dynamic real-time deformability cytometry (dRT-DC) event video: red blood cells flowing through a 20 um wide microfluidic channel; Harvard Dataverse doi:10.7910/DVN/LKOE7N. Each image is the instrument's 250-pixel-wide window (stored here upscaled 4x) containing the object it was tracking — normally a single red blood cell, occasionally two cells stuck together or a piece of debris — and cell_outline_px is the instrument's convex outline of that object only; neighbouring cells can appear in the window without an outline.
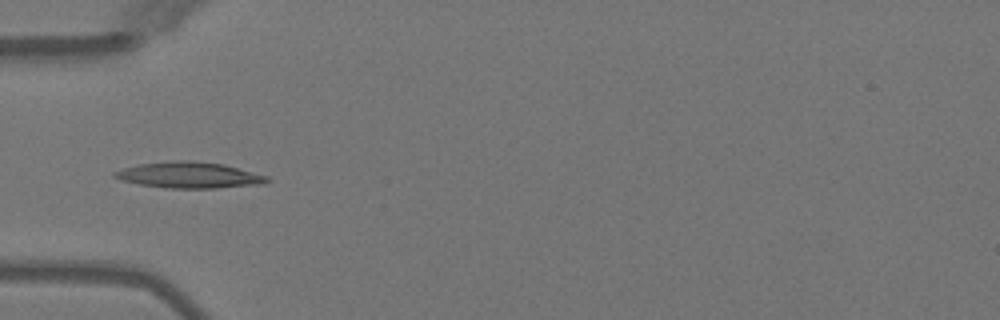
{"species": "Egyptian fruit bat (a non-hibernating species)", "species_latin": "Rousettus aegyptiacus", "temperature_condition": "warm", "stored_images_in_passage": 3, "camera_frame_rate_fps": 3000, "um_per_image_px": 0.085, "animal": {"sex": "female"}, "frame": {"image": 1, "passage_image": 3, "time_ms": 3.333, "image_size_px": [1000, 320], "cell_outline_px": [[272, 180], [264, 184], [216, 188], [164, 188], [140, 184], [124, 180], [112, 176], [112, 172], [124, 168], [140, 164], [172, 160], [192, 160], [224, 164], [268, 176]], "centroid_in_image_um": [16.12, 14.88], "position_along_channel_um": 68.9, "area_um2": 23.24}}